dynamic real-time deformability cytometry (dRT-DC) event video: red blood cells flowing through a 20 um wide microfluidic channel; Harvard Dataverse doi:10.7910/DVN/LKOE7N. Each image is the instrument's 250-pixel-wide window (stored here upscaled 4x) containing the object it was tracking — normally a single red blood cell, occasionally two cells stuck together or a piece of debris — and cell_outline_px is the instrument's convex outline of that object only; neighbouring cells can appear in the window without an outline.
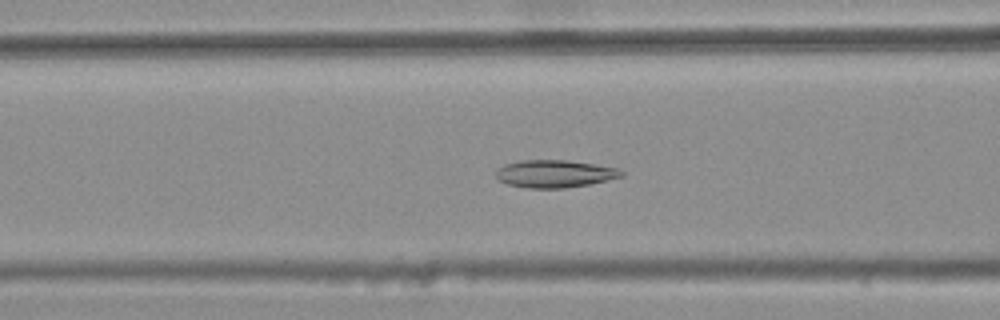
{"species": "common noctule bat (a hibernating species)", "species_latin": "Nyctalus noctula", "temperature_condition": "warm", "stored_images_in_passage": 46, "camera_frame_rate_fps": 3000, "um_per_image_px": 0.085, "animal": {"sex": "female", "body_mass_g": 25.1}, "frame": {"image": 1, "passage_image": 21, "time_ms": 6.667, "image_size_px": [1000, 320], "cell_outline_px": [[624, 176], [608, 180], [588, 184], [564, 188], [528, 188], [508, 184], [496, 180], [496, 168], [504, 164], [520, 160], [568, 160], [616, 168], [624, 172]], "centroid_in_image_um": [47.09, 14.77], "position_along_channel_um": 119.5, "area_um2": 20.17}}
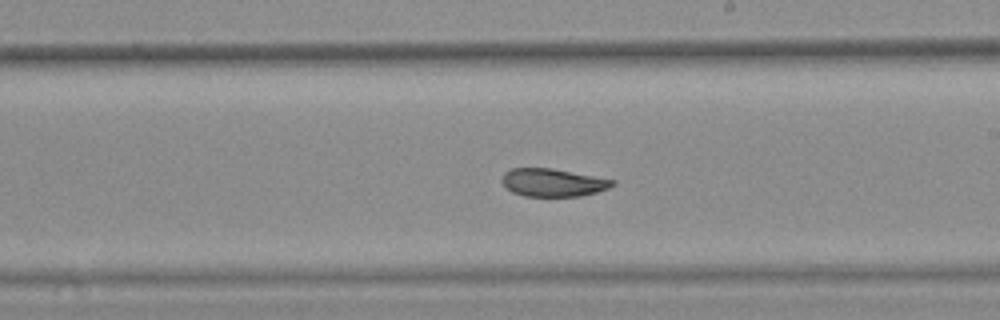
{"frame": {"image": 2, "passage_image": 31, "time_ms": 10.0, "image_size_px": [1000, 320], "cell_outline_px": [[616, 184], [608, 188], [596, 192], [580, 196], [524, 196], [512, 192], [500, 180], [504, 172], [512, 168], [552, 168], [616, 180]], "centroid_in_image_um": [47.0, 15.51], "position_along_channel_um": 242.0, "area_um2": 17.98}}
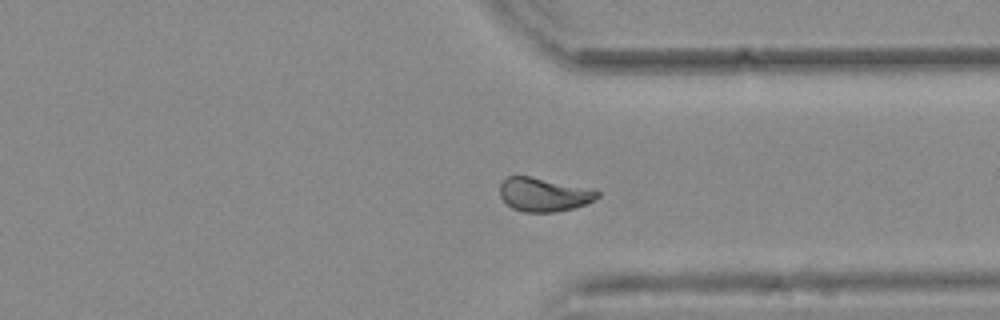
{"frame": {"image": 3, "passage_image": 41, "time_ms": 13.333, "image_size_px": [1000, 320], "cell_outline_px": [[600, 196], [596, 200], [572, 208], [556, 212], [524, 212], [512, 208], [500, 196], [500, 184], [508, 176], [532, 176], [596, 188], [600, 192]], "centroid_in_image_um": [46.29, 16.52], "position_along_channel_um": 365.1, "area_um2": 19.54}, "authors_computed_cell_mechanics": {"area_um2": 19.6231, "velocity_mm_per_s": 3.6853, "shape_relaxation_time_tau1_ms": null, "shape_relaxation_time_tau2_ms": 3.1009, "deformation_change_tau1": null, "deformation_change_tau2": 0.0738}}